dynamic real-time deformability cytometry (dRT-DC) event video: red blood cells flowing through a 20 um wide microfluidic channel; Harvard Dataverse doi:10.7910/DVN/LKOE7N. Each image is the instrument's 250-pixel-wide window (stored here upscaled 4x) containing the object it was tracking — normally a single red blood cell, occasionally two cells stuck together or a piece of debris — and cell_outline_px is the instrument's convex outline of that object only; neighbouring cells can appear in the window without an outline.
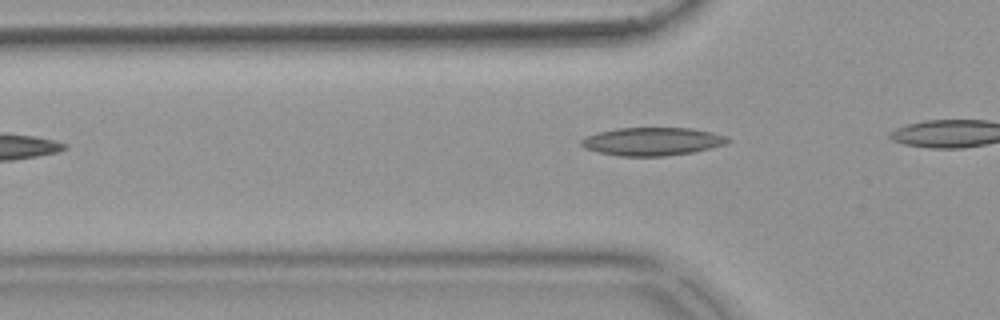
{"species": "common noctule bat (a hibernating species)", "species_latin": "Nyctalus noctula", "temperature_condition": "warm", "stored_images_in_passage": 8, "camera_frame_rate_fps": 3000, "um_per_image_px": 0.085, "animal": {"sex": "female", "body_mass_g": 18.4}, "frame": {"image": 1, "passage_image": 2, "time_ms": 0.333, "image_size_px": [1000, 320], "cell_outline_px": [[732, 140], [724, 144], [692, 152], [664, 156], [620, 156], [600, 152], [584, 148], [580, 144], [580, 140], [584, 136], [616, 128], [692, 128], [712, 132], [728, 136]], "centroid_in_image_um": [55.43, 12.01], "position_along_channel_um": 70.4, "area_um2": 23.93}}